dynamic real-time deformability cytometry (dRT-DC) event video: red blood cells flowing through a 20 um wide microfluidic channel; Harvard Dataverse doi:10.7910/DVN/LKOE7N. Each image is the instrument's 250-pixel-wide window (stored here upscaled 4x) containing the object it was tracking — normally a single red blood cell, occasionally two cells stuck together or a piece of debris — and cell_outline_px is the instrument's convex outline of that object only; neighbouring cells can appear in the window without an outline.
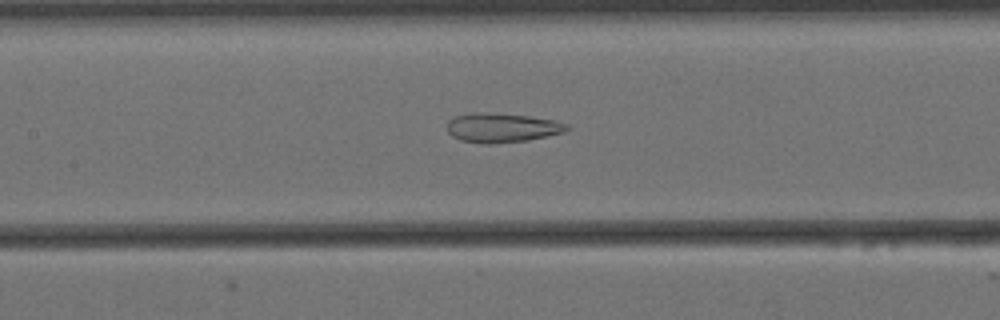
{"species": "Egyptian fruit bat (a non-hibernating species)", "species_latin": "Rousettus aegyptiacus", "temperature_condition": "cold", "stored_images_in_passage": 40, "camera_frame_rate_fps": 3000, "um_per_image_px": 0.085, "animal": {"sex": "female"}, "frame": {"image": 1, "passage_image": 13, "time_ms": 4.0, "image_size_px": [1000, 320], "cell_outline_px": [[572, 128], [568, 132], [528, 140], [488, 144], [484, 144], [460, 140], [452, 136], [448, 132], [448, 120], [456, 116], [472, 112], [484, 112], [528, 116], [556, 120], [568, 124]], "centroid_in_image_um": [42.72, 10.86], "position_along_channel_um": 164.7, "area_um2": 20.69}}
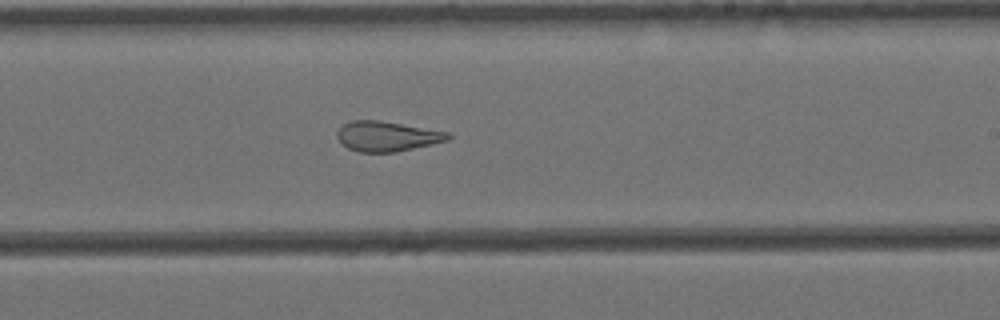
{"frame": {"image": 2, "passage_image": 21, "time_ms": 6.667, "image_size_px": [1000, 320], "cell_outline_px": [[452, 136], [448, 140], [396, 152], [360, 152], [348, 148], [340, 144], [336, 136], [336, 132], [344, 124], [352, 120], [380, 120], [448, 132]], "centroid_in_image_um": [32.85, 11.58], "position_along_channel_um": 256.1, "area_um2": 19.36}}
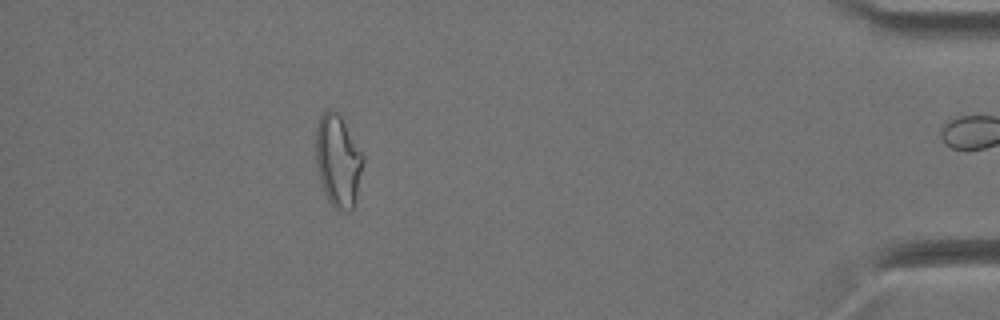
{"frame": {"image": 3, "passage_image": 39, "time_ms": 12.667, "image_size_px": [1000, 320], "cell_outline_px": [[364, 160], [356, 200], [352, 208], [348, 212], [336, 208], [328, 200], [324, 192], [316, 168], [316, 128], [320, 116], [328, 108], [332, 108], [340, 116], [364, 156]], "centroid_in_image_um": [28.72, 13.67], "position_along_channel_um": 406.5, "area_um2": 25.26}, "authors_computed_cell_mechanics": {"area_um2": 20.7791, "velocity_mm_per_s": 3.4538, "shape_relaxation_time_tau1_ms": null, "shape_relaxation_time_tau2_ms": 2.5173, "deformation_change_tau1": null, "deformation_change_tau2": 0.1229}}